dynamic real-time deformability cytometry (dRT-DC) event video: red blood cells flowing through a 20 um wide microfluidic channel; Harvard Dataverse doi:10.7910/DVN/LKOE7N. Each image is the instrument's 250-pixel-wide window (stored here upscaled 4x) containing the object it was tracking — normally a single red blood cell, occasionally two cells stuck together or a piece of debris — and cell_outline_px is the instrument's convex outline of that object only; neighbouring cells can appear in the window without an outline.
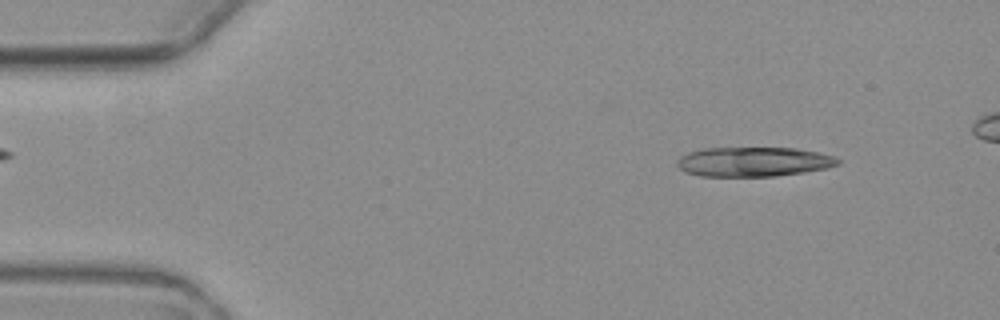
{"species": "common noctule bat (a hibernating species)", "species_latin": "Nyctalus noctula", "temperature_condition": "warm", "stored_images_in_passage": 4, "camera_frame_rate_fps": 3000, "um_per_image_px": 0.085, "animal": {"sex": "female", "body_mass_g": 19.3, "forearm_length_mm": 54.1}, "frame": {"image": 1, "passage_image": 1, "time_ms": 0.0, "image_size_px": [1000, 320], "cell_outline_px": [[840, 164], [828, 168], [804, 172], [776, 176], [700, 176], [684, 172], [676, 164], [676, 160], [680, 156], [688, 152], [700, 148], [796, 148], [820, 152], [832, 156], [840, 160]], "centroid_in_image_um": [64.03, 13.75], "position_along_channel_um": 21.0, "area_um2": 27.92}}